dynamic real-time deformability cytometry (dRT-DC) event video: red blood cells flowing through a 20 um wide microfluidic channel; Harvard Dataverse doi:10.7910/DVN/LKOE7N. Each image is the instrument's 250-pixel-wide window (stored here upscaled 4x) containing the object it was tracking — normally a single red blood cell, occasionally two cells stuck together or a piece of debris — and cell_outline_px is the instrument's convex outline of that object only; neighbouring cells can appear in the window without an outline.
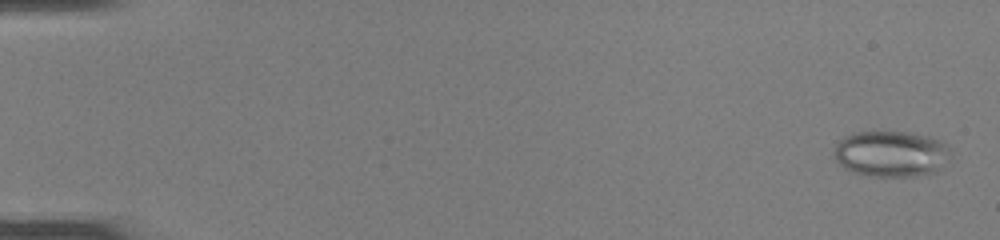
{"species": "common noctule bat (a hibernating species)", "species_latin": "Nyctalus noctula", "temperature_condition": "room temperature", "stored_images_in_passage": 50, "camera_frame_rate_fps": 3000, "um_per_image_px": 0.085, "animal": {"sex": "female", "body_mass_g": 22.0, "forearm_length_mm": 56.7}, "frame": {"image": 1, "passage_image": 2, "time_ms": 0.333, "image_size_px": [1000, 240], "cell_outline_px": [[952, 156], [936, 172], [912, 176], [872, 176], [852, 172], [844, 168], [836, 160], [836, 144], [844, 136], [852, 132], [908, 132], [928, 136], [940, 140], [952, 148]], "centroid_in_image_um": [75.79, 13.07], "position_along_channel_um": 9.2, "area_um2": 31.39}}
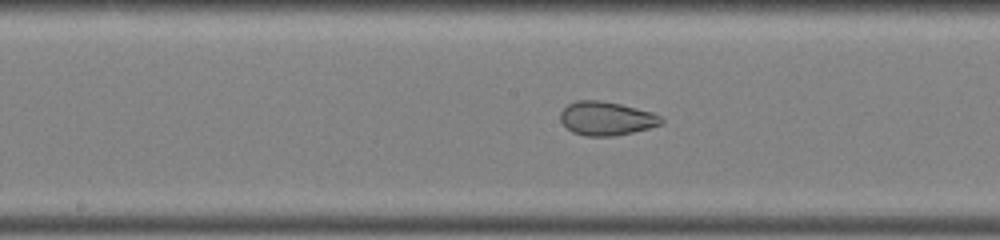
{"frame": {"image": 2, "passage_image": 27, "time_ms": 8.667, "image_size_px": [1000, 240], "cell_outline_px": [[664, 120], [660, 124], [648, 128], [632, 132], [612, 136], [584, 136], [572, 132], [560, 120], [560, 112], [568, 104], [576, 100], [600, 100], [620, 104], [652, 112], [660, 116]], "centroid_in_image_um": [51.51, 10.06], "position_along_channel_um": 196.7, "area_um2": 19.71}}
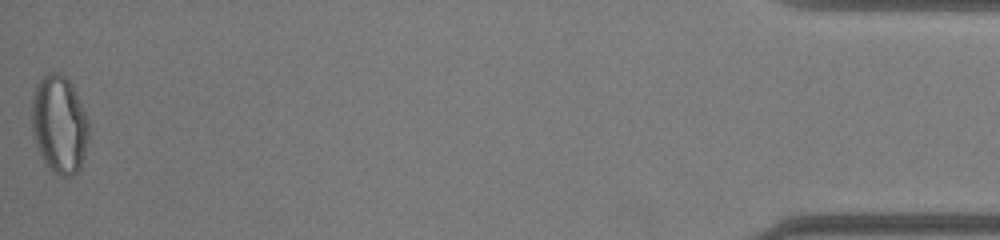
{"frame": {"image": 3, "passage_image": 50, "time_ms": 16.333, "image_size_px": [1000, 240], "cell_outline_px": [[88, 140], [84, 156], [80, 168], [72, 176], [60, 176], [52, 172], [44, 164], [40, 156], [32, 132], [32, 96], [36, 84], [48, 72], [60, 72], [72, 84], [88, 120]], "centroid_in_image_um": [5.02, 10.59], "position_along_channel_um": 430.2, "area_um2": 32.71}, "authors_computed_cell_mechanics": {"area_um2": 27.0504, "velocity_mm_per_s": 4.1413, "shape_relaxation_time_tau1_ms": null, "shape_relaxation_time_tau2_ms": 0.9866, "deformation_change_tau1": null, "deformation_change_tau2": 0.0644}}